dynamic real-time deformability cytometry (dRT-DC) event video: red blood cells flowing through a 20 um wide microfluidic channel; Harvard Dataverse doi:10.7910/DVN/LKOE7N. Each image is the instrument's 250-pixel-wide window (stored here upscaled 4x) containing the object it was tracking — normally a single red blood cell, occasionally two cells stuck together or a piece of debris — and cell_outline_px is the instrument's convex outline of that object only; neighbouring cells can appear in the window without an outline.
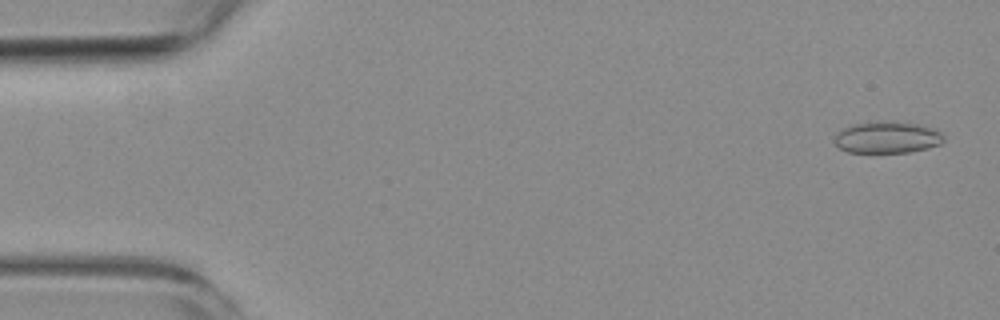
{"species": "common noctule bat (a hibernating species)", "species_latin": "Nyctalus noctula", "temperature_condition": "room temperature", "stored_images_in_passage": 4, "camera_frame_rate_fps": 3000, "um_per_image_px": 0.085, "animal": {"sex": "female", "body_mass_g": 19.3, "forearm_length_mm": 54.1}, "frame": {"image": 1, "passage_image": 1, "time_ms": 0.0, "image_size_px": [1000, 320], "cell_outline_px": [[944, 140], [940, 144], [928, 148], [908, 152], [848, 152], [840, 148], [832, 140], [844, 128], [852, 124], [880, 120], [896, 120], [920, 124], [936, 128], [944, 136]], "centroid_in_image_um": [75.45, 11.64], "position_along_channel_um": 9.5, "area_um2": 20.52}}